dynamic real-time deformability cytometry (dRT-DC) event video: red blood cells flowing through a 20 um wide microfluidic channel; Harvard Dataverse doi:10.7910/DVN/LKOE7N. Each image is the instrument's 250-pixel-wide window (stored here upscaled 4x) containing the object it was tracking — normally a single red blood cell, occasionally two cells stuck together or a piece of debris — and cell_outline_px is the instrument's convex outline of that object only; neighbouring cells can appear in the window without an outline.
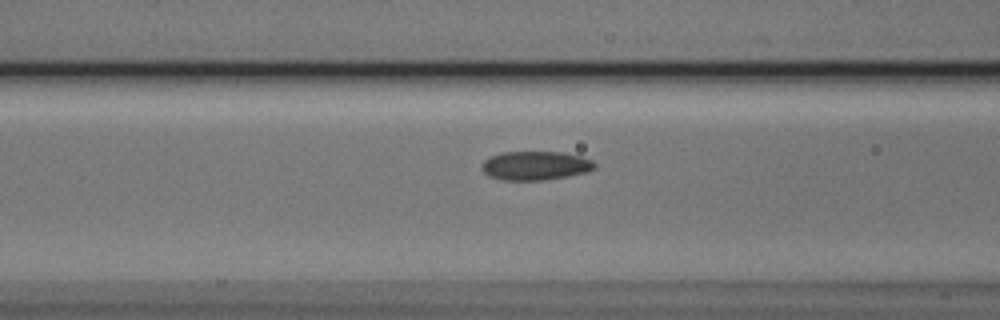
{"species": "Egyptian fruit bat (a non-hibernating species)", "species_latin": "Rousettus aegyptiacus", "temperature_condition": "cold", "stored_images_in_passage": 9, "camera_frame_rate_fps": 3000, "um_per_image_px": 0.085, "animal": {"sex": "male"}, "frame": {"image": 1, "passage_image": 7, "time_ms": 2.0, "image_size_px": [1000, 320], "cell_outline_px": [[596, 168], [588, 172], [568, 176], [540, 180], [504, 180], [488, 176], [480, 168], [480, 164], [488, 156], [500, 152], [564, 152], [580, 156], [592, 160], [596, 164]], "centroid_in_image_um": [45.48, 14.07], "position_along_channel_um": 121.1, "area_um2": 19.25}}